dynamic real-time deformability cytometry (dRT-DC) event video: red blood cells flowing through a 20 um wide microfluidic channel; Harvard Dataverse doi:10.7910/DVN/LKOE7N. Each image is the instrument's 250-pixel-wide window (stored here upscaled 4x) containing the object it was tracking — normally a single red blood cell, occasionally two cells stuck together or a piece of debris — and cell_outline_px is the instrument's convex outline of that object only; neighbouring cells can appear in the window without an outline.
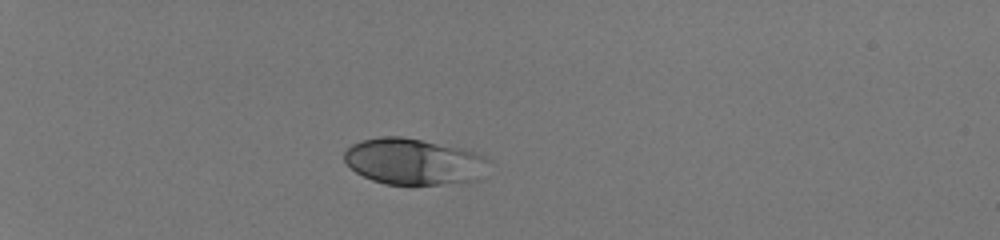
{"species": "human", "species_latin": "Homo sapiens", "temperature_condition": "room temperature", "stored_images_in_passage": 37, "camera_frame_rate_fps": 3000, "um_per_image_px": 0.085, "donor": {"sex": "male"}, "frame": {"image": 1, "passage_image": 1, "time_ms": 0.0, "image_size_px": [1000, 240], "cell_outline_px": [[492, 160], [480, 180], [468, 184], [384, 184], [372, 180], [356, 172], [344, 160], [344, 152], [352, 144], [364, 140], [384, 136], [400, 136], [460, 148], [476, 152]], "centroid_in_image_um": [35.25, 13.76], "position_along_channel_um": 49.7, "area_um2": 39.25}}
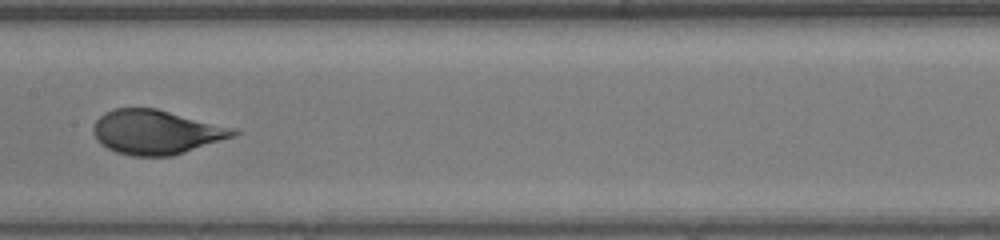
{"frame": {"image": 2, "passage_image": 16, "time_ms": 5.0, "image_size_px": [1000, 240], "cell_outline_px": [[240, 132], [232, 136], [172, 156], [132, 156], [116, 152], [100, 144], [92, 128], [96, 120], [104, 112], [112, 108], [156, 108], [240, 128]], "centroid_in_image_um": [13.29, 11.21], "position_along_channel_um": 194.1, "area_um2": 36.3}}
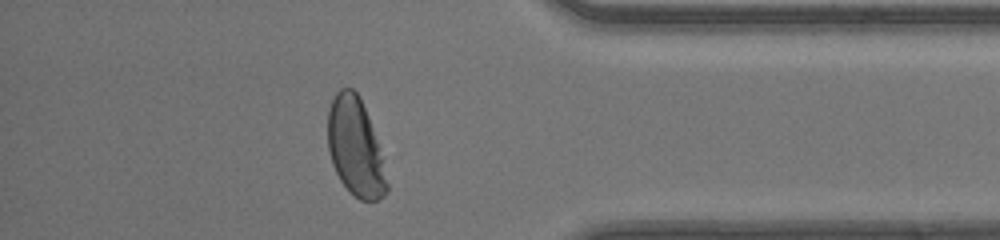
{"frame": {"image": 3, "passage_image": 32, "time_ms": 10.333, "image_size_px": [1000, 240], "cell_outline_px": [[388, 188], [384, 196], [376, 200], [360, 200], [340, 180], [332, 164], [328, 152], [328, 108], [336, 92], [340, 88], [352, 88], [360, 96], [376, 140], [388, 184]], "centroid_in_image_um": [30.17, 12.49], "position_along_channel_um": 405.0, "area_um2": 33.06}, "authors_computed_cell_mechanics": {"area_um2": 36.4718, "velocity_mm_per_s": 4.1503, "shape_relaxation_time_tau1_ms": 3.3467, "shape_relaxation_time_tau2_ms": null, "deformation_change_tau1": 0.1879, "deformation_change_tau2": null}}